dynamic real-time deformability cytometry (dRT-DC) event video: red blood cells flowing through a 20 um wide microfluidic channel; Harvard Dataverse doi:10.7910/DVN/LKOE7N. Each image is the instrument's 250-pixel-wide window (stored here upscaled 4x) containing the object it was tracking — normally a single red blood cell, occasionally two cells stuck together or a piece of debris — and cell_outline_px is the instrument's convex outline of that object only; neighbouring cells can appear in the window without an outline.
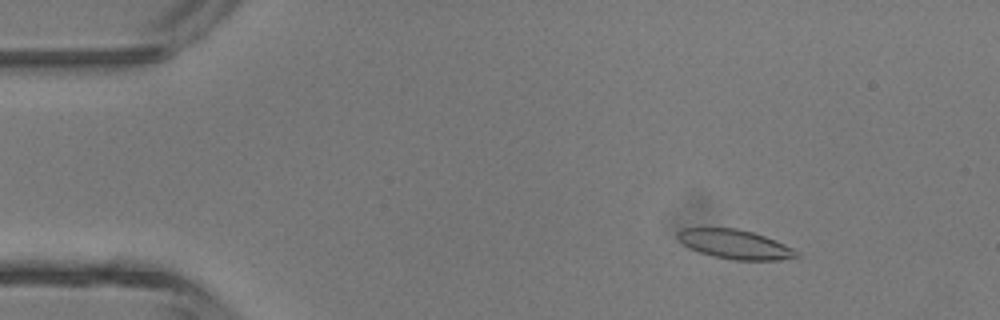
{"species": "common noctule bat (a hibernating species)", "species_latin": "Nyctalus noctula", "temperature_condition": "room temperature", "stored_images_in_passage": 4, "camera_frame_rate_fps": 3000, "um_per_image_px": 0.085, "animal": {"sex": "male", "body_mass_g": 13.3}, "frame": {"image": 1, "passage_image": 2, "time_ms": 1.0, "image_size_px": [1000, 320], "cell_outline_px": [[800, 256], [780, 260], [732, 260], [712, 256], [688, 248], [676, 236], [676, 232], [684, 228], [736, 228], [752, 232], [776, 240], [800, 252]], "centroid_in_image_um": [62.48, 20.77], "position_along_channel_um": 22.5, "area_um2": 20.29}}
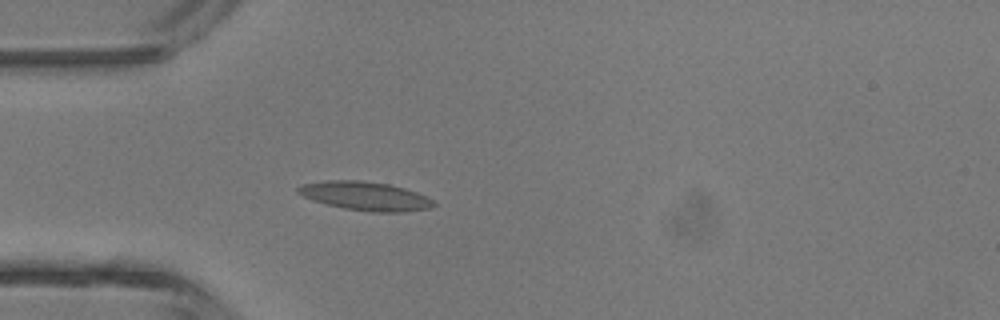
{"frame": {"image": 2, "passage_image": 4, "time_ms": 3.333, "image_size_px": [1000, 320], "cell_outline_px": [[436, 204], [428, 208], [404, 212], [372, 212], [344, 208], [312, 200], [296, 192], [296, 188], [300, 184], [324, 180], [360, 180], [388, 184], [404, 188], [416, 192], [432, 200]], "centroid_in_image_um": [31.0, 16.65], "position_along_channel_um": 54.0, "area_um2": 22.6}}